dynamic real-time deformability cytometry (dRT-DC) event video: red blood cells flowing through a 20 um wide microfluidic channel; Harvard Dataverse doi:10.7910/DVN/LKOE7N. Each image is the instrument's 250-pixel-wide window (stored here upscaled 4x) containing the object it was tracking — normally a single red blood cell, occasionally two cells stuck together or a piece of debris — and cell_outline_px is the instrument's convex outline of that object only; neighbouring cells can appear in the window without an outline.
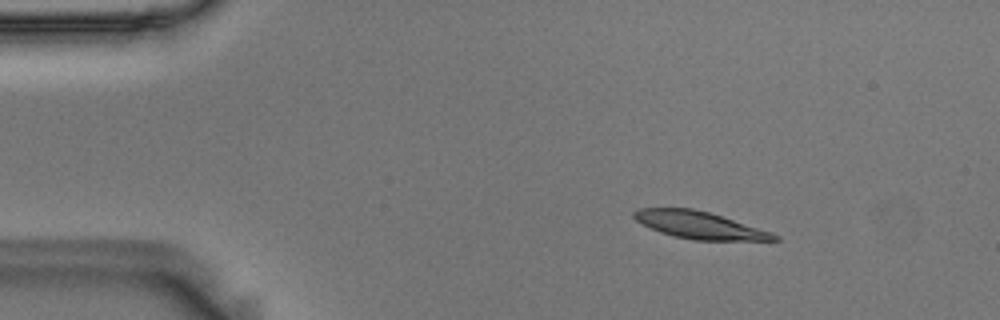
{"species": "Egyptian fruit bat (a non-hibernating species)", "species_latin": "Rousettus aegyptiacus", "temperature_condition": "room temperature", "stored_images_in_passage": 29, "camera_frame_rate_fps": 3000, "um_per_image_px": 0.085, "animal": {"sex": "male"}, "frame": {"image": 1, "passage_image": 7, "time_ms": 2.0, "image_size_px": [1000, 320], "cell_outline_px": [[780, 240], [696, 240], [672, 236], [660, 232], [636, 220], [632, 216], [632, 212], [636, 208], [692, 208], [708, 212], [772, 232], [780, 236]], "centroid_in_image_um": [59.44, 19.13], "position_along_channel_um": 25.6, "area_um2": 22.02}}
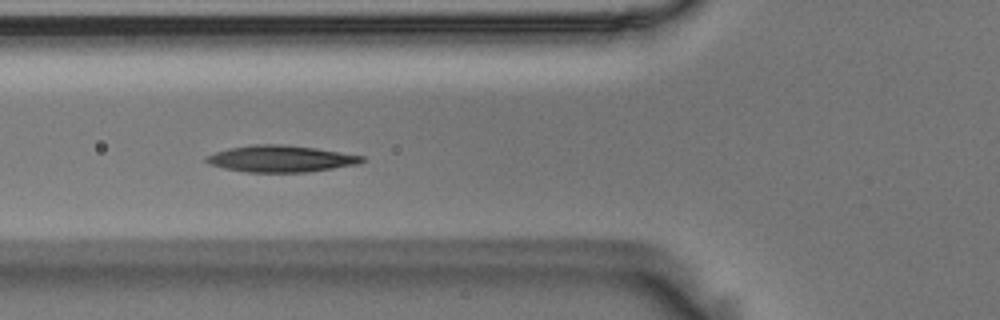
{"frame": {"image": 2, "passage_image": 19, "time_ms": 6.0, "image_size_px": [1000, 320], "cell_outline_px": [[364, 160], [360, 164], [308, 172], [244, 172], [224, 168], [208, 164], [204, 160], [204, 156], [228, 148], [252, 144], [284, 144], [316, 148], [364, 156]], "centroid_in_image_um": [23.83, 13.49], "position_along_channel_um": 102.0, "area_um2": 24.33}}
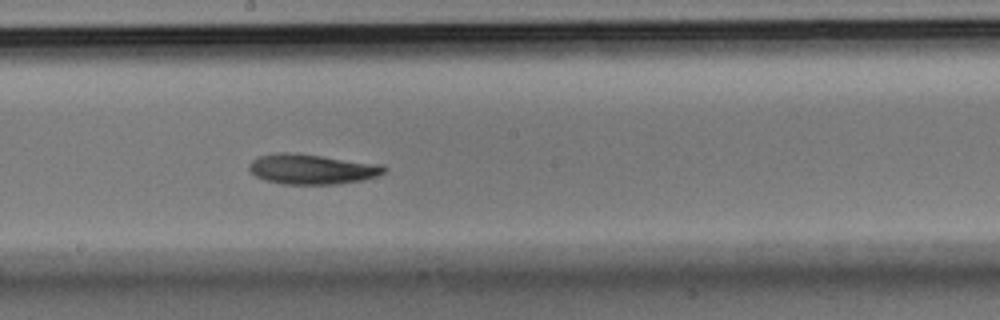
{"frame": {"image": 3, "passage_image": 29, "time_ms": 9.333, "image_size_px": [1000, 320], "cell_outline_px": [[388, 168], [384, 172], [376, 176], [364, 180], [340, 184], [284, 184], [264, 180], [256, 176], [248, 168], [248, 164], [252, 160], [260, 156], [276, 152], [288, 152], [384, 164]], "centroid_in_image_um": [26.53, 14.38], "position_along_channel_um": 221.7, "area_um2": 23.76}}